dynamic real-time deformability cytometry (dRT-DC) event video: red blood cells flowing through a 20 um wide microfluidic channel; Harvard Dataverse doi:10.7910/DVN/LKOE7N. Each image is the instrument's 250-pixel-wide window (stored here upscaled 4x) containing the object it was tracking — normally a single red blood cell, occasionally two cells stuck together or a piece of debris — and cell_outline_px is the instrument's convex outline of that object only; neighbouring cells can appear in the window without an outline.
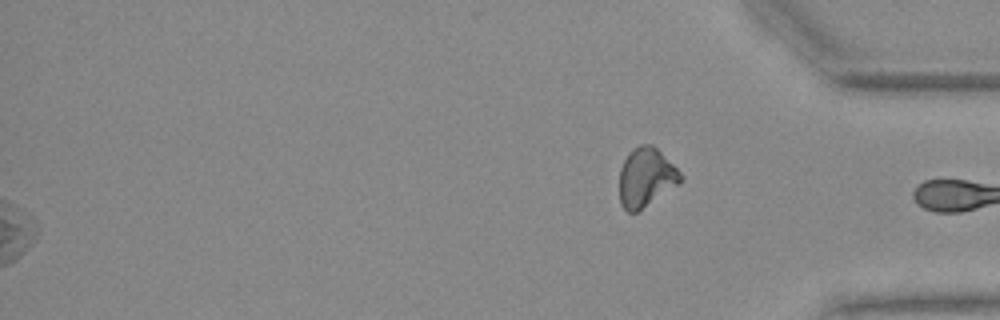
{"species": "Egyptian fruit bat (a non-hibernating species)", "species_latin": "Rousettus aegyptiacus", "temperature_condition": "warm", "stored_images_in_passage": 50, "segment_of_instrument_passage": [2, 2], "camera_frame_rate_fps": 3000, "um_per_image_px": 0.085, "animal": {"sex": "female"}, "frame": {"image": 1, "passage_image": 50, "time_ms": 16.333, "image_size_px": [1000, 320], "cell_outline_px": [[684, 176], [676, 184], [636, 212], [628, 212], [620, 204], [620, 168], [628, 152], [632, 148], [640, 144], [652, 144]], "centroid_in_image_um": [54.86, 15.04], "position_along_channel_um": 380.3, "area_um2": 20.4}}